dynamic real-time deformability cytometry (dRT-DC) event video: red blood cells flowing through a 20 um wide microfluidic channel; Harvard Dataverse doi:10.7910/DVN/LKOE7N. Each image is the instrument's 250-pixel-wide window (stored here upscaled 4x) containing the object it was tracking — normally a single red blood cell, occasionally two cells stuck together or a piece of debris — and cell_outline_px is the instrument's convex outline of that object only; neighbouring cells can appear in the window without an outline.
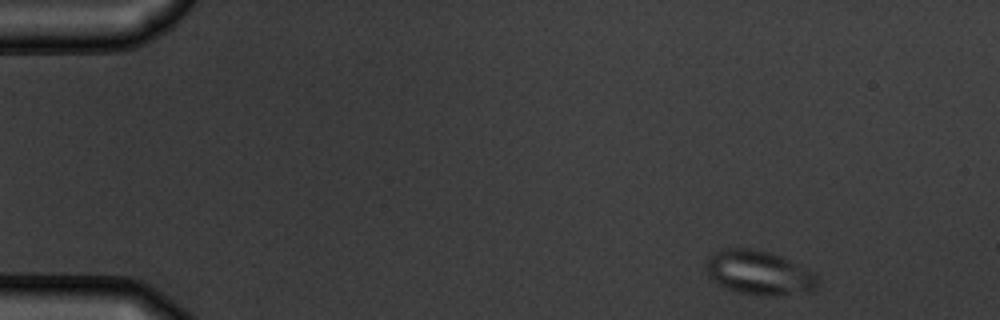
{"species": "common noctule bat (a hibernating species)", "species_latin": "Nyctalus noctula", "temperature_condition": "warm", "stored_images_in_passage": 5, "camera_frame_rate_fps": 3000, "um_per_image_px": 0.085, "animal": {"sex": "male", "body_mass_g": 19.5, "forearm_length_mm": 54.6}, "frame": {"image": 1, "passage_image": 1, "time_ms": 0.0, "image_size_px": [1000, 320], "cell_outline_px": [[816, 288], [808, 292], [768, 296], [764, 296], [740, 292], [716, 284], [708, 276], [704, 268], [704, 264], [708, 256], [720, 248], [748, 248], [768, 252], [780, 256], [812, 272], [816, 276]], "centroid_in_image_um": [64.42, 23.17], "position_along_channel_um": 20.6, "area_um2": 28.61}}